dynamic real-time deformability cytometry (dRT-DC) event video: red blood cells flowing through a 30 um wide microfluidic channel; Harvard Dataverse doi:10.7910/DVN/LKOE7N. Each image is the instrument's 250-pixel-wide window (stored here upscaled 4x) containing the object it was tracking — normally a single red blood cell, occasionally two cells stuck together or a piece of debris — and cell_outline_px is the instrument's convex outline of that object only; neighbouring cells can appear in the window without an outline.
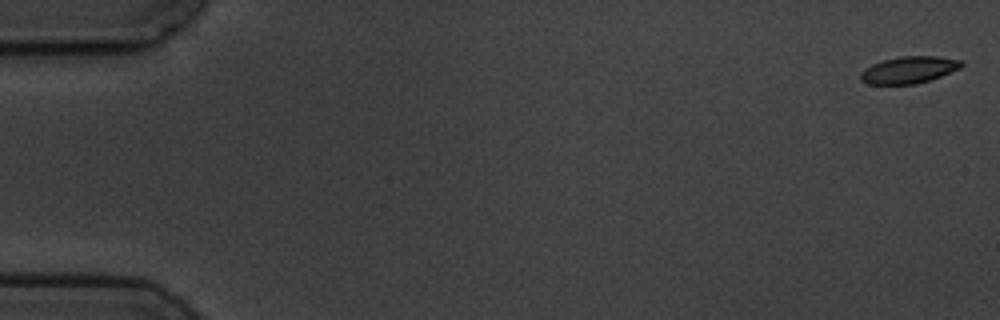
{"species": "common noctule bat (a hibernating species)", "species_latin": "Nyctalus noctula", "temperature_condition": "cold", "stored_images_in_passage": 10, "camera_frame_rate_fps": 3000, "um_per_image_px": 0.085, "animal": {"sex": "male", "body_mass_g": 19.5, "forearm_length_mm": 54.6}, "frame": {"image": 1, "passage_image": 1, "time_ms": 0.0, "image_size_px": [1000, 320], "cell_outline_px": [[964, 64], [960, 68], [940, 76], [916, 84], [868, 84], [860, 80], [860, 72], [864, 68], [872, 64], [884, 60], [900, 56], [936, 56], [960, 60]], "centroid_in_image_um": [77.22, 5.94], "position_along_channel_um": 7.8, "area_um2": 15.72}}
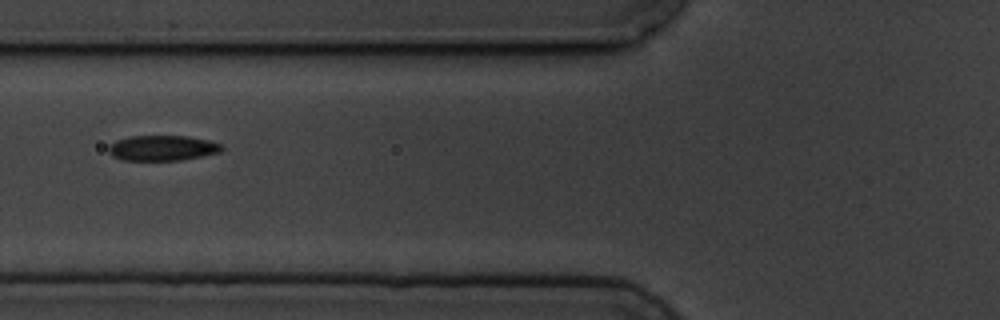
{"frame": {"image": 2, "passage_image": 6, "time_ms": 7.0, "image_size_px": [1000, 320], "cell_outline_px": [[224, 148], [220, 152], [180, 160], [124, 160], [112, 156], [108, 152], [108, 144], [116, 140], [128, 136], [188, 136], [208, 140], [224, 144]], "centroid_in_image_um": [13.79, 12.57], "position_along_channel_um": 112.0, "area_um2": 16.82}}
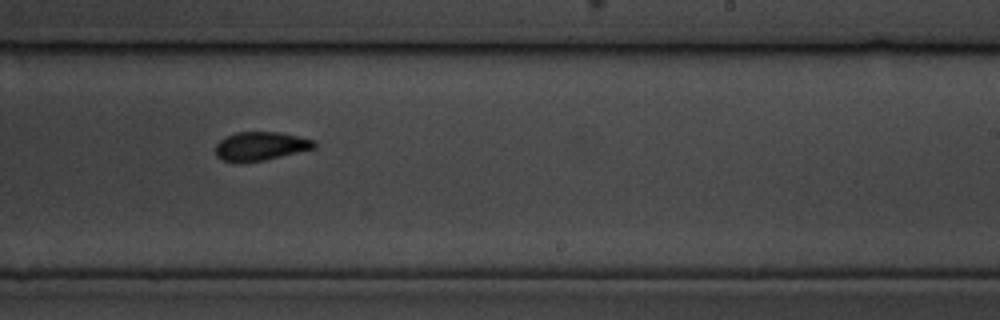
{"frame": {"image": 3, "passage_image": 10, "time_ms": 11.333, "image_size_px": [1000, 320], "cell_outline_px": [[316, 148], [264, 160], [224, 160], [216, 156], [216, 144], [224, 136], [236, 132], [280, 132], [316, 140]], "centroid_in_image_um": [22.19, 12.38], "position_along_channel_um": 266.8, "area_um2": 16.18}}